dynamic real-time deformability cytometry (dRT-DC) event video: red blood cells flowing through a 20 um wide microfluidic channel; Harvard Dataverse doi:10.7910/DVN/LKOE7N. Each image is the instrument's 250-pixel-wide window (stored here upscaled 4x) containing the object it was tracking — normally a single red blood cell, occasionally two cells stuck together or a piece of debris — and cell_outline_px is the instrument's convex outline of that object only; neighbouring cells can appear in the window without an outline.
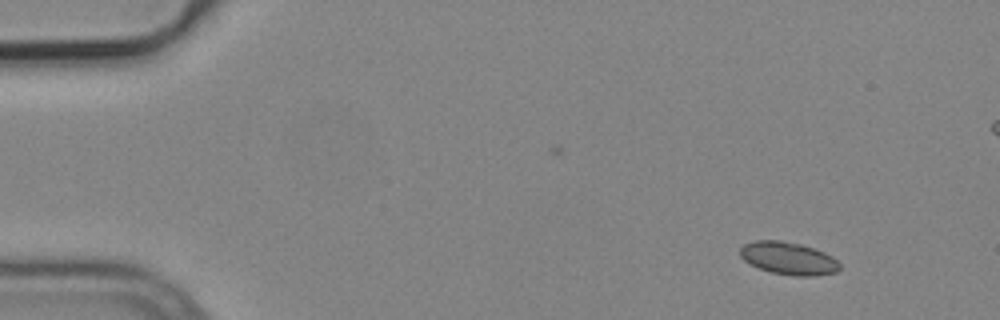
{"species": "common noctule bat (a hibernating species)", "species_latin": "Nyctalus noctula", "temperature_condition": "cold", "stored_images_in_passage": 5, "camera_frame_rate_fps": 3000, "um_per_image_px": 0.085, "animal": {"sex": "male", "body_mass_g": 19.2, "forearm_length_mm": 51.8}, "frame": {"image": 1, "passage_image": 1, "time_ms": 0.0, "image_size_px": [1000, 320], "cell_outline_px": [[840, 268], [836, 272], [816, 276], [796, 276], [772, 272], [760, 268], [744, 260], [740, 256], [740, 248], [744, 244], [756, 240], [780, 240], [800, 244], [824, 252], [832, 256], [840, 264]], "centroid_in_image_um": [67.03, 21.95], "position_along_channel_um": 18.0, "area_um2": 18.79}}